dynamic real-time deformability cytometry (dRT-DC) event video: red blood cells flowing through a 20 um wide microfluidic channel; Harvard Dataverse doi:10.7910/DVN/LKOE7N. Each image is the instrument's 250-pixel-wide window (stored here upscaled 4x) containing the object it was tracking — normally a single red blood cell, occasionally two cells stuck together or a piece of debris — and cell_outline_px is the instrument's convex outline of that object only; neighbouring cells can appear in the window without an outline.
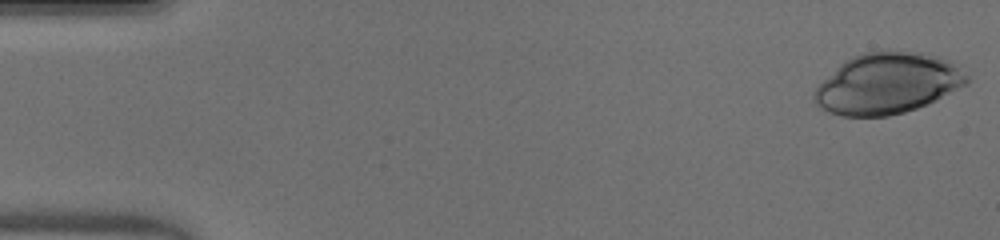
{"species": "human", "species_latin": "Homo sapiens", "temperature_condition": "warm", "stored_images_in_passage": 45, "camera_frame_rate_fps": 3000, "um_per_image_px": 0.085, "donor": {"sex": "male"}, "frame": {"image": 1, "passage_image": 1, "time_ms": 0.0, "image_size_px": [1000, 240], "cell_outline_px": [[968, 84], [928, 104], [904, 112], [888, 116], [840, 116], [828, 112], [820, 108], [812, 100], [812, 92], [844, 60], [852, 56], [864, 52], [884, 48], [888, 48], [924, 52], [940, 56], [948, 60], [968, 76]], "centroid_in_image_um": [75.42, 7.06], "position_along_channel_um": 9.6, "area_um2": 54.91}}
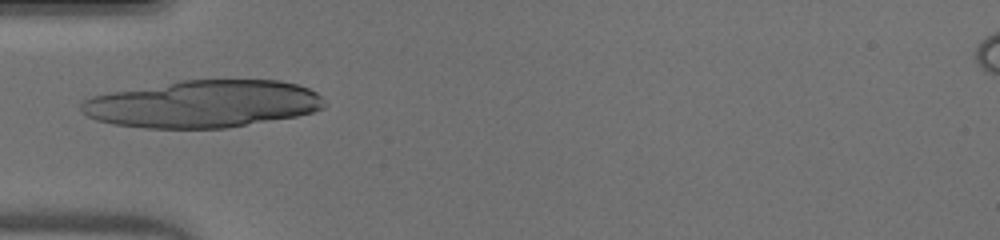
{"frame": {"image": 2, "passage_image": 16, "time_ms": 5.0, "image_size_px": [1000, 240], "cell_outline_px": [[328, 104], [324, 108], [312, 112], [296, 116], [228, 128], [148, 128], [112, 124], [96, 120], [80, 112], [80, 104], [84, 100], [92, 96], [112, 92], [176, 80], [280, 80], [296, 84], [308, 88], [316, 92]], "centroid_in_image_um": [17.26, 8.83], "position_along_channel_um": 67.7, "area_um2": 67.28}}